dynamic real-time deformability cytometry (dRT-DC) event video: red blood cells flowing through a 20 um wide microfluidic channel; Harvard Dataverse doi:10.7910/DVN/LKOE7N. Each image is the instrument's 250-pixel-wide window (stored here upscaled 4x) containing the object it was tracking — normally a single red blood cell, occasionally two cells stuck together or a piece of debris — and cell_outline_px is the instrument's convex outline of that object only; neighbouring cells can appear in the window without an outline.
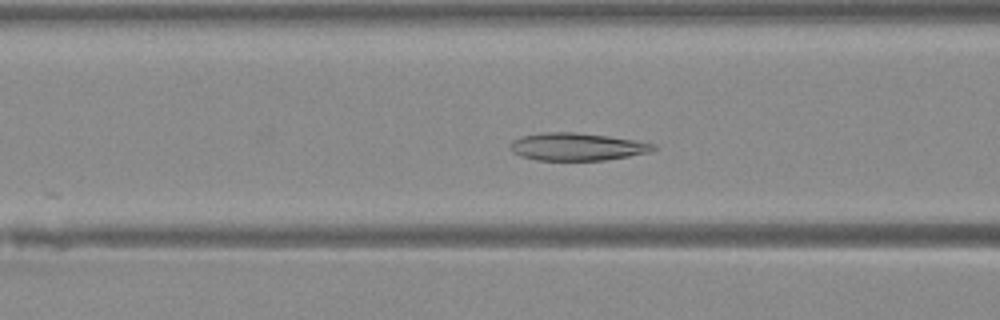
{"species": "Egyptian fruit bat (a non-hibernating species)", "species_latin": "Rousettus aegyptiacus", "temperature_condition": "warm", "stored_images_in_passage": 48, "camera_frame_rate_fps": 3000, "um_per_image_px": 0.085, "animal": {"sex": "female"}, "frame": {"image": 1, "passage_image": 19, "time_ms": 6.0, "image_size_px": [1000, 320], "cell_outline_px": [[656, 148], [652, 152], [604, 160], [536, 160], [520, 156], [512, 152], [508, 148], [508, 144], [512, 140], [524, 136], [544, 132], [576, 132], [608, 136], [636, 140], [656, 144]], "centroid_in_image_um": [49.03, 12.47], "position_along_channel_um": 117.6, "area_um2": 23.18}}
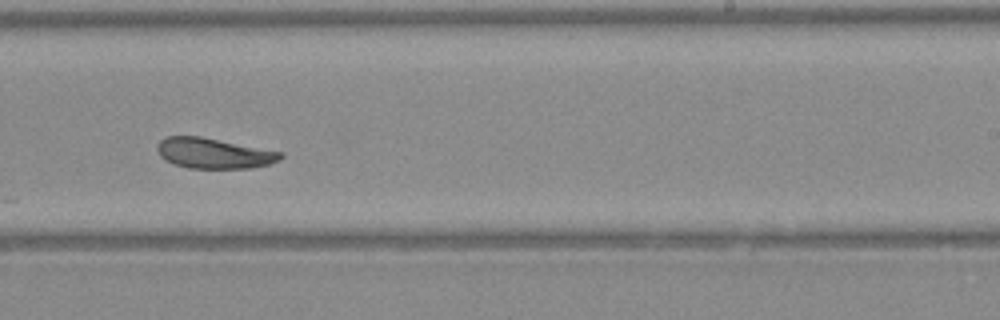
{"frame": {"image": 2, "passage_image": 30, "time_ms": 9.667, "image_size_px": [1000, 320], "cell_outline_px": [[284, 156], [280, 160], [268, 164], [252, 168], [188, 168], [172, 164], [164, 160], [160, 156], [156, 148], [156, 144], [160, 140], [168, 136], [200, 136], [284, 152]], "centroid_in_image_um": [18.16, 13.03], "position_along_channel_um": 270.8, "area_um2": 22.08}}
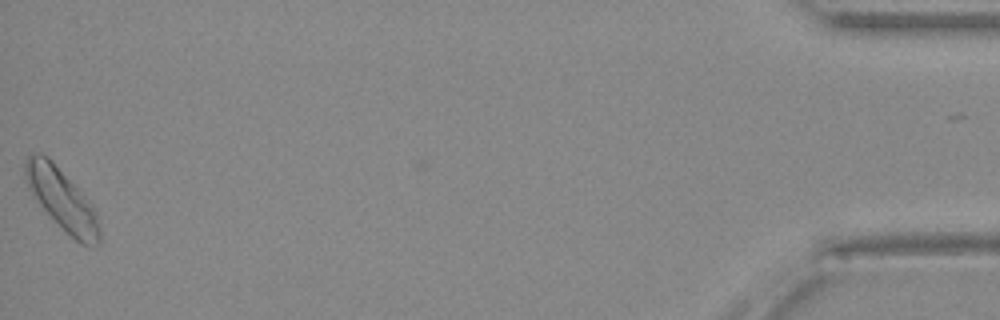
{"frame": {"image": 3, "passage_image": 48, "time_ms": 15.667, "image_size_px": [1000, 320], "cell_outline_px": [[100, 244], [80, 244], [64, 232], [32, 196], [28, 188], [24, 176], [24, 164], [28, 156], [36, 152], [48, 156], [92, 204], [96, 212], [100, 228]], "centroid_in_image_um": [5.25, 16.96], "position_along_channel_um": 430.0, "area_um2": 26.59}}